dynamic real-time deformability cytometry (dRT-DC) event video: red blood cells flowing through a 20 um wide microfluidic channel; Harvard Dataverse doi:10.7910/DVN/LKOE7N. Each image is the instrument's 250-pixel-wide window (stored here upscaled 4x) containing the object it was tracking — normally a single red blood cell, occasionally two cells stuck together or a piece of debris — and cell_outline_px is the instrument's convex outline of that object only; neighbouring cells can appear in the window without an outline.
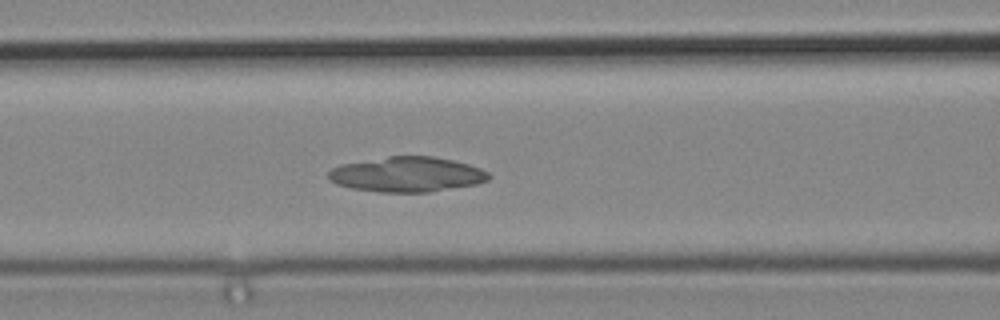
{"species": "common noctule bat (a hibernating species)", "species_latin": "Nyctalus noctula", "temperature_condition": "cold", "stored_images_in_passage": 36, "camera_frame_rate_fps": 3000, "um_per_image_px": 0.085, "animal": {"sex": "male", "body_mass_g": 19.2, "forearm_length_mm": 51.8}, "frame": {"image": 1, "passage_image": 6, "time_ms": 1.667, "image_size_px": [1000, 320], "cell_outline_px": [[492, 176], [488, 180], [476, 184], [428, 192], [380, 192], [352, 188], [336, 184], [328, 180], [328, 172], [332, 168], [340, 164], [388, 156], [432, 156], [452, 160], [468, 164], [480, 168], [488, 172]], "centroid_in_image_um": [34.58, 14.82], "position_along_channel_um": 132.0, "area_um2": 32.77}}
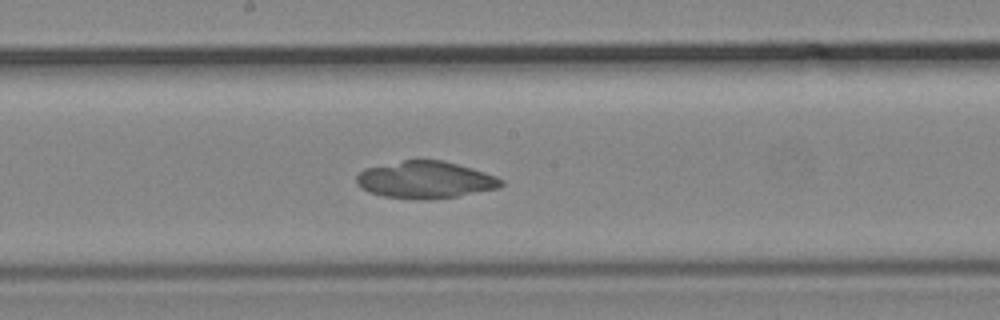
{"frame": {"image": 2, "passage_image": 12, "time_ms": 3.667, "image_size_px": [1000, 320], "cell_outline_px": [[504, 184], [500, 188], [456, 196], [424, 200], [420, 200], [384, 196], [368, 192], [360, 188], [356, 184], [356, 176], [364, 168], [416, 156], [440, 160], [472, 168], [496, 176], [504, 180]], "centroid_in_image_um": [36.11, 15.25], "position_along_channel_um": 212.1, "area_um2": 32.02}}
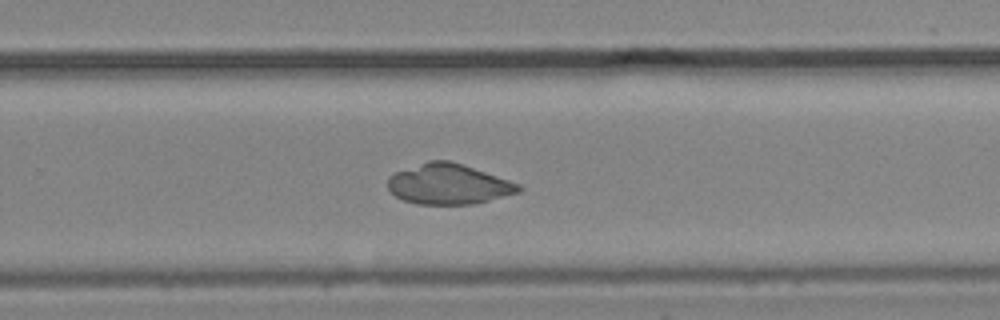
{"frame": {"image": 3, "passage_image": 18, "time_ms": 5.667, "image_size_px": [1000, 320], "cell_outline_px": [[524, 188], [520, 192], [476, 204], [416, 204], [404, 200], [396, 196], [388, 188], [388, 176], [396, 172], [428, 160], [448, 160], [520, 184]], "centroid_in_image_um": [38.13, 15.66], "position_along_channel_um": 291.7, "area_um2": 30.52}}